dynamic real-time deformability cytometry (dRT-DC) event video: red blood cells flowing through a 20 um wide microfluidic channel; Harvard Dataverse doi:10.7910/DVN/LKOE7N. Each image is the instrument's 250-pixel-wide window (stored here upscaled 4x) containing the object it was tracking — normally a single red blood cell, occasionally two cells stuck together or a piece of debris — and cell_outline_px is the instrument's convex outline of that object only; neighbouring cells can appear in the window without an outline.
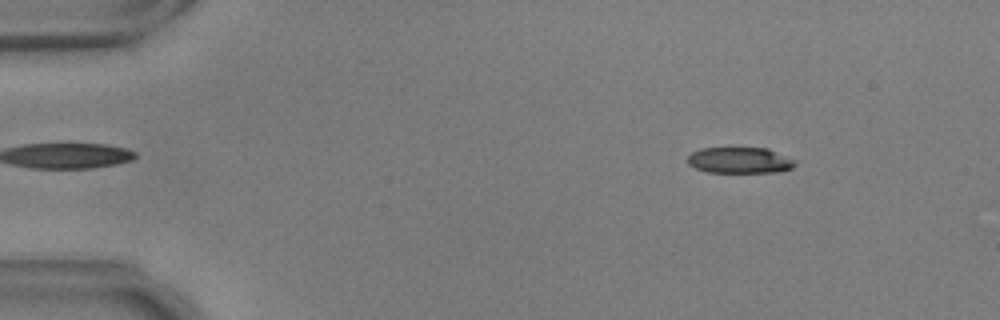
{"species": "common noctule bat (a hibernating species)", "species_latin": "Nyctalus noctula", "temperature_condition": "warm", "stored_images_in_passage": 54, "camera_frame_rate_fps": 3000, "um_per_image_px": 0.085, "animal": {"sex": "male", "body_mass_g": 17.9, "forearm_length_mm": 54.2}, "frame": {"image": 1, "passage_image": 7, "time_ms": 2.0, "image_size_px": [1000, 320], "cell_outline_px": [[796, 164], [792, 168], [780, 172], [708, 172], [696, 168], [688, 164], [688, 156], [692, 152], [700, 148], [768, 148], [796, 160]], "centroid_in_image_um": [62.9, 13.62], "position_along_channel_um": 22.1, "area_um2": 16.36}}
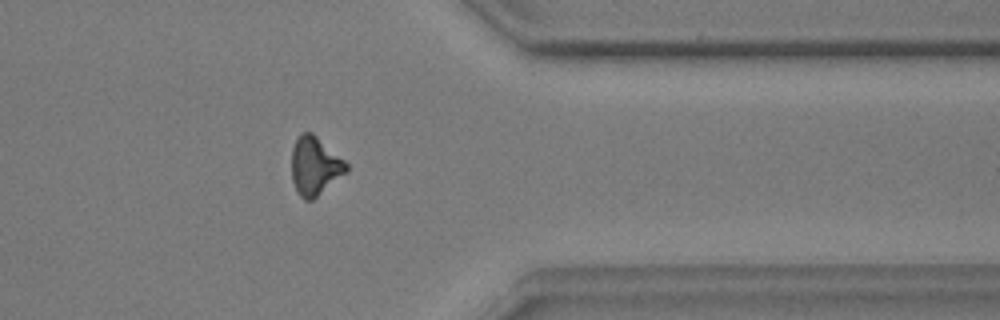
{"frame": {"image": 2, "passage_image": 44, "time_ms": 14.333, "image_size_px": [1000, 320], "cell_outline_px": [[348, 172], [312, 200], [304, 200], [300, 196], [292, 180], [292, 148], [300, 132], [312, 132], [344, 160], [348, 164]], "centroid_in_image_um": [26.77, 14.11], "position_along_channel_um": 384.6, "area_um2": 18.55}}
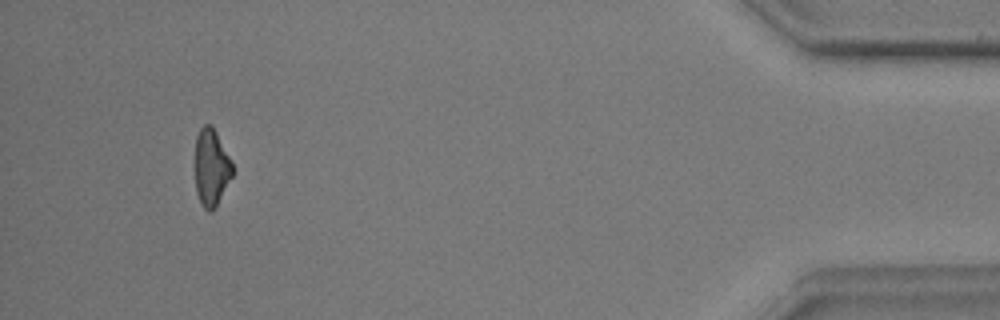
{"frame": {"image": 3, "passage_image": 51, "time_ms": 16.667, "image_size_px": [1000, 320], "cell_outline_px": [[232, 176], [216, 208], [212, 212], [208, 212], [200, 204], [196, 192], [196, 136], [200, 128], [204, 124], [212, 124], [232, 160]], "centroid_in_image_um": [17.97, 14.25], "position_along_channel_um": 417.2, "area_um2": 16.99}, "authors_computed_cell_mechanics": {"area_um2": 18.3804, "velocity_mm_per_s": 3.7264, "shape_relaxation_time_tau1_ms": 7.0162, "shape_relaxation_time_tau2_ms": 6.2522, "deformation_change_tau1": 0.1838, "deformation_change_tau2": 0.1762}}